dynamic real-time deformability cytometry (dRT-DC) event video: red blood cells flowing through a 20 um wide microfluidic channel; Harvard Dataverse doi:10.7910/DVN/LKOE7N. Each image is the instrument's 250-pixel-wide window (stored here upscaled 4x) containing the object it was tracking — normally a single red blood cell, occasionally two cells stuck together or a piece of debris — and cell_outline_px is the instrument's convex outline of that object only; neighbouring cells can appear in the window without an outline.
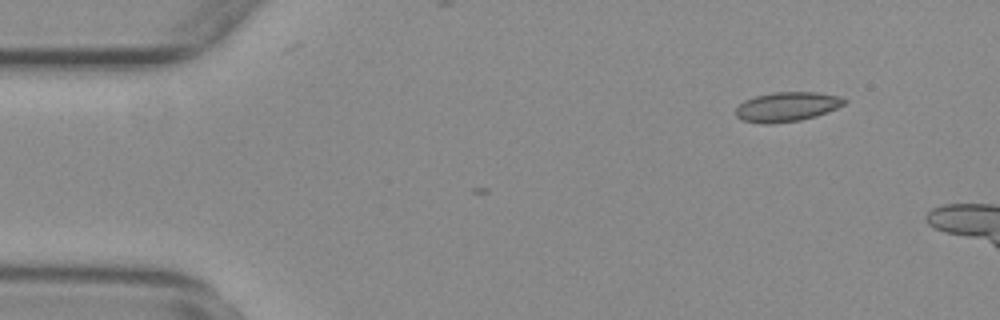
{"species": "common noctule bat (a hibernating species)", "species_latin": "Nyctalus noctula", "temperature_condition": "warm", "stored_images_in_passage": 5, "camera_frame_rate_fps": 3000, "um_per_image_px": 0.085, "animal": {"sex": "female", "body_mass_g": 29.2, "forearm_length_mm": 56.3}, "frame": {"image": 1, "passage_image": 2, "time_ms": 0.333, "image_size_px": [1000, 320], "cell_outline_px": [[848, 100], [844, 104], [828, 112], [816, 116], [800, 120], [768, 124], [760, 124], [744, 120], [736, 116], [736, 108], [744, 100], [756, 96], [772, 92], [816, 92], [836, 96]], "centroid_in_image_um": [66.87, 9.08], "position_along_channel_um": 18.1, "area_um2": 18.55}}